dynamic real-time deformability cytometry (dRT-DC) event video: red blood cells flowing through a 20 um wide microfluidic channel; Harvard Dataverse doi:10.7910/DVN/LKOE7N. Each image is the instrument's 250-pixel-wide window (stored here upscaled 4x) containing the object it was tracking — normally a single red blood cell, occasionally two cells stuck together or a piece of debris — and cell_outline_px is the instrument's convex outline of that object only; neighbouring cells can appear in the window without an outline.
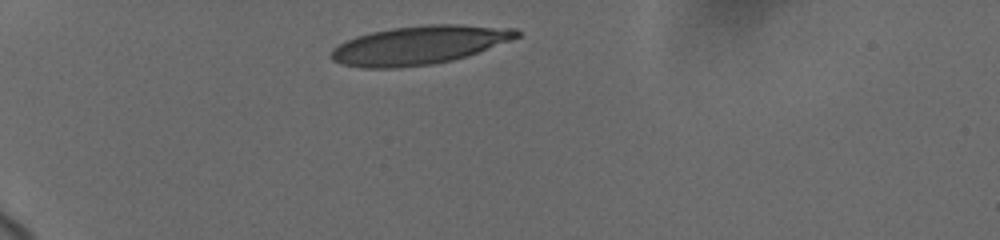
{"species": "human", "species_latin": "Homo sapiens", "temperature_condition": "cold", "stored_images_in_passage": 16, "camera_frame_rate_fps": 3000, "um_per_image_px": 0.085, "donor": {"sex": "female"}, "frame": {"image": 1, "passage_image": 1, "time_ms": 0.0, "image_size_px": [1000, 240], "cell_outline_px": [[520, 36], [476, 52], [452, 60], [432, 64], [396, 68], [364, 68], [340, 64], [332, 60], [328, 56], [332, 48], [356, 36], [372, 32], [392, 28], [428, 24], [460, 24], [516, 28], [520, 32]], "centroid_in_image_um": [35.57, 3.83], "position_along_channel_um": 49.4, "area_um2": 41.5}}
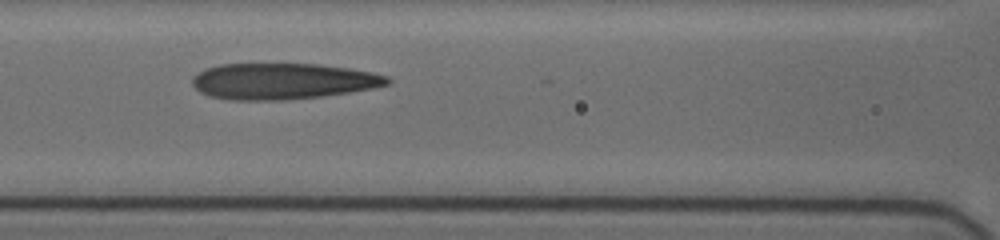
{"frame": {"image": 2, "passage_image": 10, "time_ms": 3.667, "image_size_px": [1000, 240], "cell_outline_px": [[392, 80], [388, 84], [372, 88], [324, 96], [284, 100], [232, 100], [212, 96], [200, 92], [192, 84], [192, 76], [204, 68], [220, 64], [320, 64], [372, 72], [388, 76]], "centroid_in_image_um": [24.01, 6.9], "position_along_channel_um": 142.6, "area_um2": 41.04}}
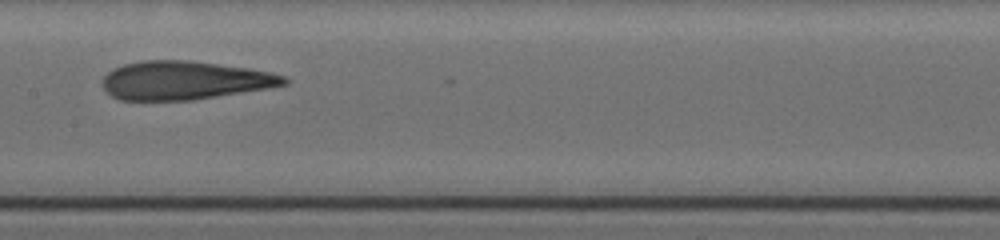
{"frame": {"image": 3, "passage_image": 14, "time_ms": 5.0, "image_size_px": [1000, 240], "cell_outline_px": [[288, 84], [268, 88], [192, 100], [120, 100], [112, 96], [104, 88], [104, 76], [108, 72], [124, 64], [140, 60], [188, 60], [248, 68], [268, 72], [284, 76], [288, 80]], "centroid_in_image_um": [15.68, 6.83], "position_along_channel_um": 191.7, "area_um2": 40.4}}